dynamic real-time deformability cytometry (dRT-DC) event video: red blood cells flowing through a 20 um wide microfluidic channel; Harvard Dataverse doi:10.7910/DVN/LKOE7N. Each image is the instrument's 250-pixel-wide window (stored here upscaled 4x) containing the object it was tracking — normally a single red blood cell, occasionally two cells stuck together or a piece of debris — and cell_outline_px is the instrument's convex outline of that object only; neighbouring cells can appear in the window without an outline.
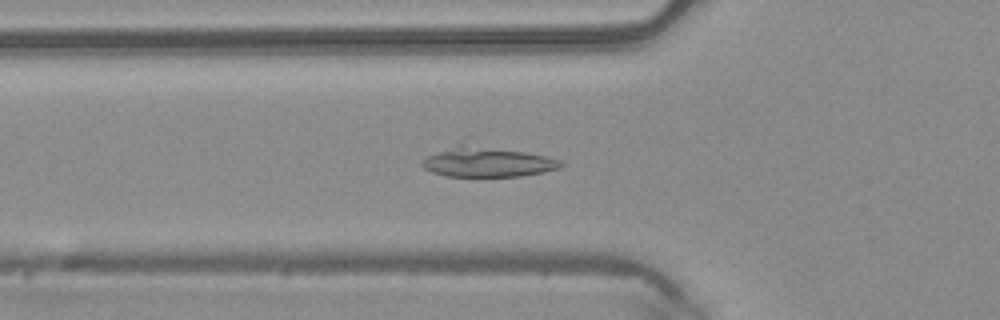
{"species": "common noctule bat (a hibernating species)", "species_latin": "Nyctalus noctula", "temperature_condition": "warm", "stored_images_in_passage": 49, "camera_frame_rate_fps": 3000, "um_per_image_px": 0.085, "animal": {"sex": "male", "body_mass_g": 20.4}, "frame": {"image": 1, "passage_image": 17, "time_ms": 5.333, "image_size_px": [1000, 320], "cell_outline_px": [[564, 164], [560, 168], [544, 172], [520, 176], [448, 176], [432, 172], [424, 168], [420, 164], [428, 156], [460, 144], [464, 144], [524, 152], [544, 156], [560, 160]], "centroid_in_image_um": [41.45, 13.79], "position_along_channel_um": 84.3, "area_um2": 23.47}}
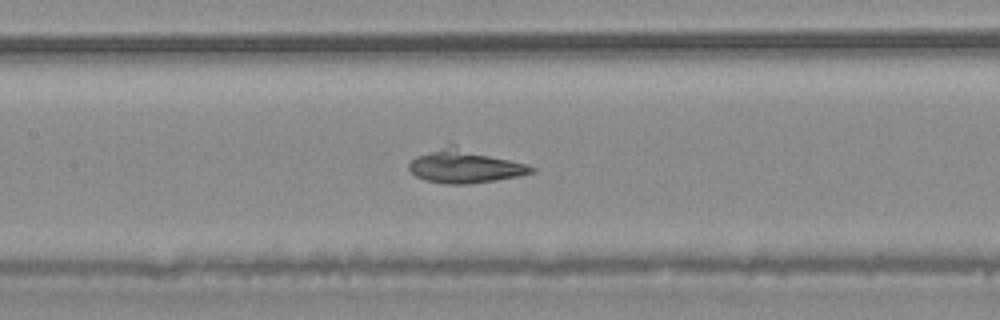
{"frame": {"image": 2, "passage_image": 23, "time_ms": 7.333, "image_size_px": [1000, 320], "cell_outline_px": [[536, 168], [532, 172], [520, 176], [496, 180], [468, 184], [444, 184], [424, 180], [416, 176], [408, 168], [408, 164], [416, 156], [448, 144], [452, 144], [528, 164]], "centroid_in_image_um": [39.51, 14.13], "position_along_channel_um": 167.9, "area_um2": 23.87}}
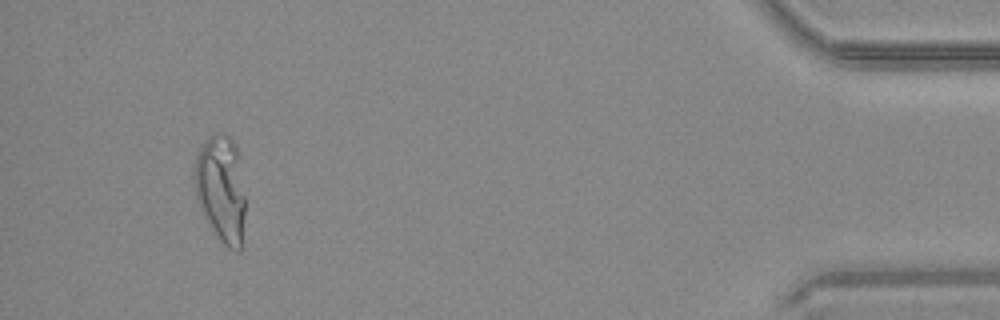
{"frame": {"image": 3, "passage_image": 46, "time_ms": 15.0, "image_size_px": [1000, 320], "cell_outline_px": [[244, 216], [240, 252], [236, 252], [228, 248], [220, 240], [200, 208], [196, 196], [192, 172], [196, 156], [200, 148], [208, 136], [224, 132], [232, 140], [236, 148], [244, 196]], "centroid_in_image_um": [18.75, 16.03], "position_along_channel_um": 416.4, "area_um2": 31.33}}